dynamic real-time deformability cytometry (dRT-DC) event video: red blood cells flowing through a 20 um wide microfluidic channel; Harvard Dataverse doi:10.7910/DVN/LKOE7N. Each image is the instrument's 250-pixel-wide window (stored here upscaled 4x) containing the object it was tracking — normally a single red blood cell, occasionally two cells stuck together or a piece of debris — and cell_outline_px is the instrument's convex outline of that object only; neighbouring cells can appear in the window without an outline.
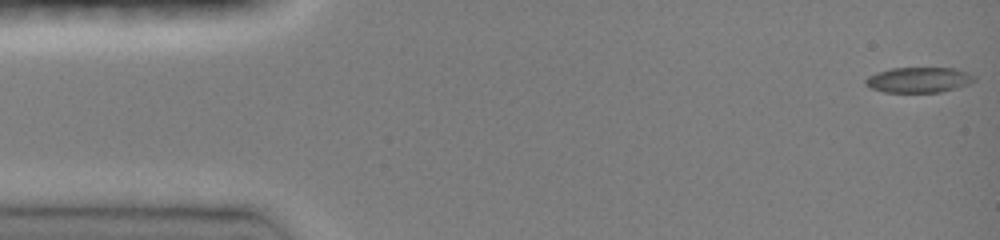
{"species": "common noctule bat (a hibernating species)", "species_latin": "Nyctalus noctula", "temperature_condition": "room temperature", "stored_images_in_passage": 47, "camera_frame_rate_fps": 3000, "um_per_image_px": 0.085, "animal": {"sex": "female", "body_mass_g": 19.0, "forearm_length_mm": 51.5}, "frame": {"image": 1, "passage_image": 1, "time_ms": 0.0, "image_size_px": [1000, 240], "cell_outline_px": [[976, 80], [968, 84], [956, 88], [940, 92], [884, 92], [872, 88], [864, 84], [864, 80], [868, 76], [876, 72], [892, 68], [956, 68], [968, 72], [976, 76]], "centroid_in_image_um": [78.1, 6.78], "position_along_channel_um": 6.9, "area_um2": 16.18}}
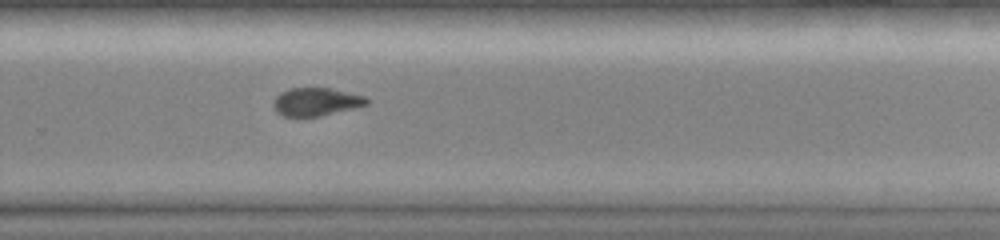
{"frame": {"image": 2, "passage_image": 32, "time_ms": 10.333, "image_size_px": [1000, 240], "cell_outline_px": [[368, 104], [320, 116], [284, 116], [276, 112], [272, 108], [272, 104], [276, 96], [280, 92], [292, 88], [332, 88], [364, 96], [368, 100]], "centroid_in_image_um": [26.82, 8.65], "position_along_channel_um": 303.0, "area_um2": 15.14}}
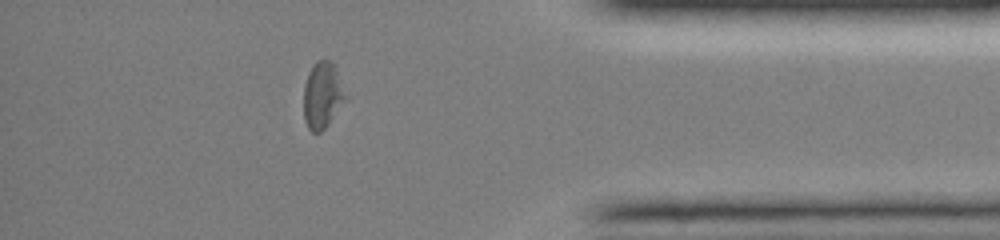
{"frame": {"image": 3, "passage_image": 41, "time_ms": 13.333, "image_size_px": [1000, 240], "cell_outline_px": [[348, 100], [328, 124], [320, 132], [312, 132], [308, 128], [304, 120], [304, 84], [308, 72], [316, 60], [332, 60], [336, 68], [348, 96]], "centroid_in_image_um": [27.44, 8.08], "position_along_channel_um": 407.8, "area_um2": 16.59}, "authors_computed_cell_mechanics": {"area_um2": 16.2996, "velocity_mm_per_s": 4.0323, "shape_relaxation_time_tau1_ms": 4.1952, "shape_relaxation_time_tau2_ms": 11.3472, "deformation_change_tau1": 0.1347, "deformation_change_tau2": 0.1413}}